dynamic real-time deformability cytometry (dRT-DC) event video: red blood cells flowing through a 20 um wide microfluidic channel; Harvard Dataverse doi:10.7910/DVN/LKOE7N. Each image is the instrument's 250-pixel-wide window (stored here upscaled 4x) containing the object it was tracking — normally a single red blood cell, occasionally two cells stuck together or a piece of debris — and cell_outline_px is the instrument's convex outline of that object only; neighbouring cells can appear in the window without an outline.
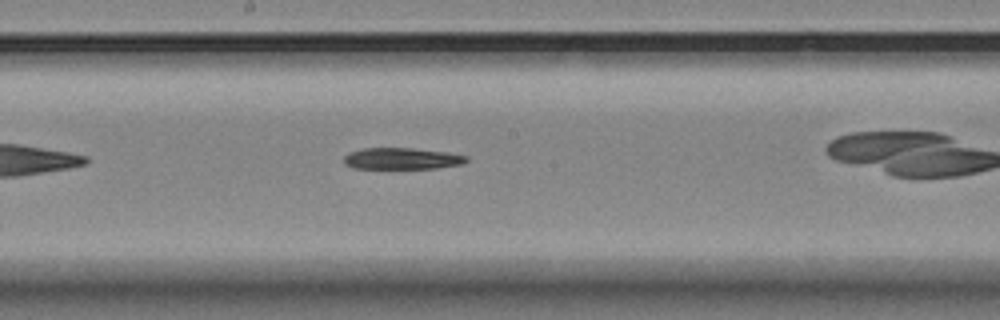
{"species": "Egyptian fruit bat (a non-hibernating species)", "species_latin": "Rousettus aegyptiacus", "temperature_condition": "room temperature", "stored_images_in_passage": 41, "camera_frame_rate_fps": 3000, "um_per_image_px": 0.085, "animal": {"sex": "female"}, "frame": {"image": 1, "passage_image": 18, "time_ms": 5.667, "image_size_px": [1000, 320], "cell_outline_px": [[468, 160], [460, 164], [436, 168], [352, 168], [344, 164], [344, 156], [348, 152], [364, 148], [412, 148], [448, 152], [468, 156]], "centroid_in_image_um": [34.13, 13.47], "position_along_channel_um": 214.1, "area_um2": 15.32}}